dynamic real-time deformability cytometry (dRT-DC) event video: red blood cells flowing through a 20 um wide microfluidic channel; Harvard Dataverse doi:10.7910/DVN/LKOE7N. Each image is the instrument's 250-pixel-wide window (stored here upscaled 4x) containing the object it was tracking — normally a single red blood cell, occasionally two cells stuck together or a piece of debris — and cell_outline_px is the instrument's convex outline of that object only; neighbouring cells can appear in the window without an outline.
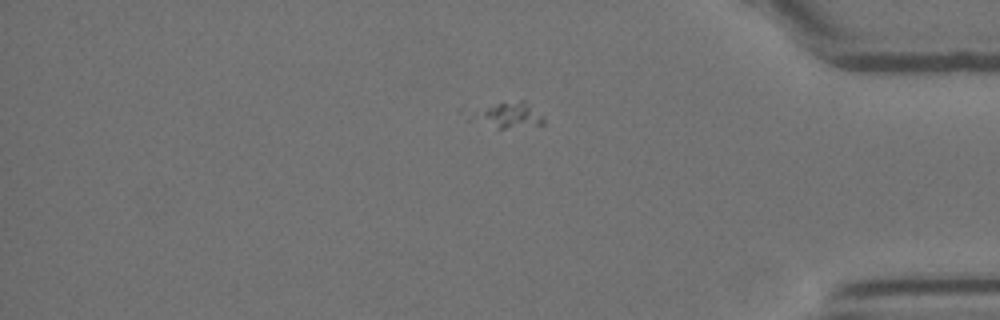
{"species": "Egyptian fruit bat (a non-hibernating species)", "species_latin": "Rousettus aegyptiacus", "temperature_condition": "room temperature", "stored_images_in_passage": 41, "camera_frame_rate_fps": 3000, "um_per_image_px": 0.085, "animal": {"sex": "female"}, "frame": {"image": 1, "passage_image": 31, "time_ms": 10.0, "image_size_px": [1000, 320], "cell_outline_px": [[544, 124], [504, 128], [500, 128], [468, 120], [468, 112], [500, 104], [520, 100], [524, 100], [544, 120]], "centroid_in_image_um": [43.1, 9.81], "position_along_channel_um": 392.1, "area_um2": 10.29}}